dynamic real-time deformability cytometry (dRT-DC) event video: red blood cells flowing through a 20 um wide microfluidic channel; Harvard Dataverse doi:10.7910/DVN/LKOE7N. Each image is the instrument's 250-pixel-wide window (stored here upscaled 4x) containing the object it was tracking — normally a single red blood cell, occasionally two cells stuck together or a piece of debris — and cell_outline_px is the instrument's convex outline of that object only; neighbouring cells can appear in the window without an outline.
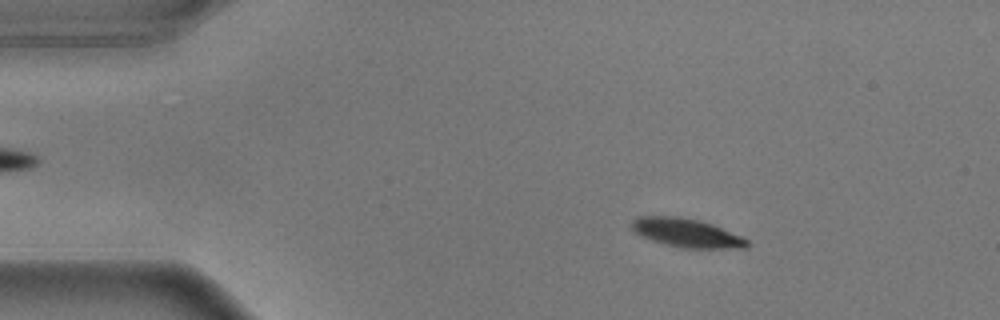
{"species": "common noctule bat (a hibernating species)", "species_latin": "Nyctalus noctula", "temperature_condition": "warm", "stored_images_in_passage": 56, "camera_frame_rate_fps": 3000, "um_per_image_px": 0.085, "animal": {"sex": "male", "body_mass_g": 17.9}, "frame": {"image": 1, "passage_image": 9, "time_ms": 2.667, "image_size_px": [1000, 320], "cell_outline_px": [[748, 248], [684, 248], [652, 240], [640, 236], [632, 228], [632, 220], [640, 216], [680, 216], [700, 220], [712, 224], [740, 236], [748, 240]], "centroid_in_image_um": [58.36, 19.78], "position_along_channel_um": 26.6, "area_um2": 19.07}}
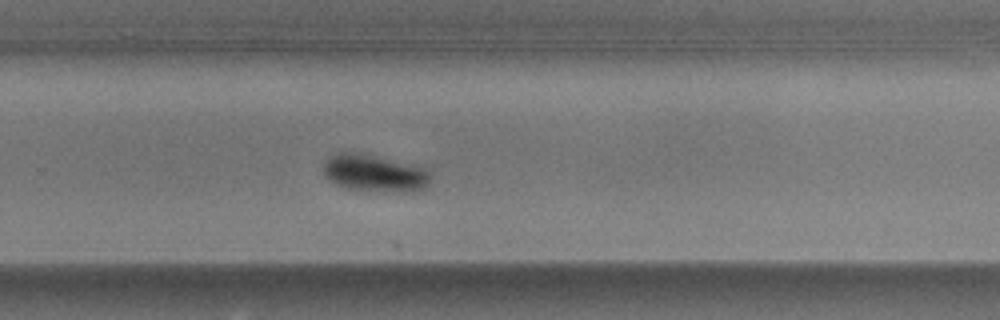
{"frame": {"image": 2, "passage_image": 37, "time_ms": 12.0, "image_size_px": [1000, 320], "cell_outline_px": [[428, 184], [424, 188], [412, 192], [360, 192], [336, 184], [328, 180], [324, 176], [324, 164], [328, 156], [336, 152], [360, 152], [420, 168], [428, 172]], "centroid_in_image_um": [31.72, 14.75], "position_along_channel_um": 298.1, "area_um2": 23.18}}
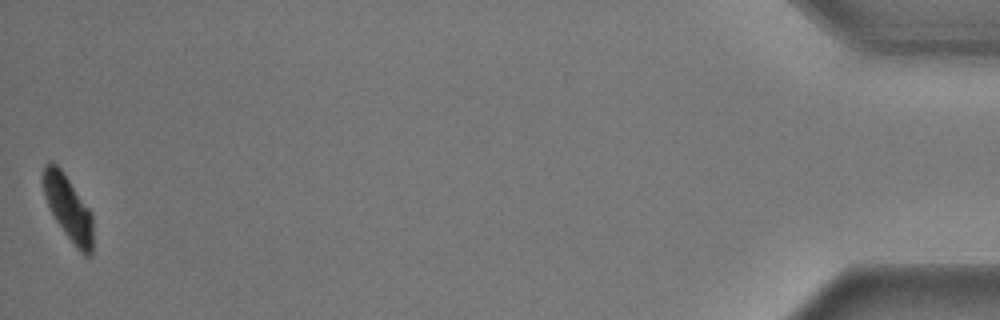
{"frame": {"image": 3, "passage_image": 56, "time_ms": 18.333, "image_size_px": [1000, 320], "cell_outline_px": [[92, 252], [88, 256], [84, 256], [76, 248], [64, 232], [56, 220], [48, 204], [44, 192], [44, 164], [52, 160], [60, 168], [92, 212]], "centroid_in_image_um": [5.83, 17.7], "position_along_channel_um": 429.4, "area_um2": 18.38}, "authors_computed_cell_mechanics": {"area_um2": 20.5479, "velocity_mm_per_s": 3.5814, "shape_relaxation_time_tau1_ms": 2.2409, "shape_relaxation_time_tau2_ms": null, "deformation_change_tau1": 0.1362, "deformation_change_tau2": null}}